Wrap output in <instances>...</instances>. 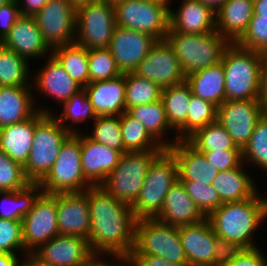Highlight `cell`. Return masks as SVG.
Listing matches in <instances>:
<instances>
[{"label": "cell", "mask_w": 267, "mask_h": 266, "mask_svg": "<svg viewBox=\"0 0 267 266\" xmlns=\"http://www.w3.org/2000/svg\"><path fill=\"white\" fill-rule=\"evenodd\" d=\"M262 53L239 47L236 43L224 50L225 100L259 99Z\"/></svg>", "instance_id": "3"}, {"label": "cell", "mask_w": 267, "mask_h": 266, "mask_svg": "<svg viewBox=\"0 0 267 266\" xmlns=\"http://www.w3.org/2000/svg\"><path fill=\"white\" fill-rule=\"evenodd\" d=\"M22 258V266H53L37 259L32 253H28Z\"/></svg>", "instance_id": "57"}, {"label": "cell", "mask_w": 267, "mask_h": 266, "mask_svg": "<svg viewBox=\"0 0 267 266\" xmlns=\"http://www.w3.org/2000/svg\"><path fill=\"white\" fill-rule=\"evenodd\" d=\"M204 5L211 7L215 12L228 0H199Z\"/></svg>", "instance_id": "60"}, {"label": "cell", "mask_w": 267, "mask_h": 266, "mask_svg": "<svg viewBox=\"0 0 267 266\" xmlns=\"http://www.w3.org/2000/svg\"><path fill=\"white\" fill-rule=\"evenodd\" d=\"M39 184L48 194L84 192L92 186L83 175L79 132L63 142L52 168Z\"/></svg>", "instance_id": "8"}, {"label": "cell", "mask_w": 267, "mask_h": 266, "mask_svg": "<svg viewBox=\"0 0 267 266\" xmlns=\"http://www.w3.org/2000/svg\"><path fill=\"white\" fill-rule=\"evenodd\" d=\"M17 252L28 254L23 243L22 221L0 218V253L18 254Z\"/></svg>", "instance_id": "48"}, {"label": "cell", "mask_w": 267, "mask_h": 266, "mask_svg": "<svg viewBox=\"0 0 267 266\" xmlns=\"http://www.w3.org/2000/svg\"><path fill=\"white\" fill-rule=\"evenodd\" d=\"M186 141L197 151L241 150L217 121L196 130Z\"/></svg>", "instance_id": "38"}, {"label": "cell", "mask_w": 267, "mask_h": 266, "mask_svg": "<svg viewBox=\"0 0 267 266\" xmlns=\"http://www.w3.org/2000/svg\"><path fill=\"white\" fill-rule=\"evenodd\" d=\"M90 266H103V259L98 258L92 265Z\"/></svg>", "instance_id": "63"}, {"label": "cell", "mask_w": 267, "mask_h": 266, "mask_svg": "<svg viewBox=\"0 0 267 266\" xmlns=\"http://www.w3.org/2000/svg\"><path fill=\"white\" fill-rule=\"evenodd\" d=\"M71 134L53 114L36 112L32 148L23 166L25 177L31 183H39L47 175L59 155L63 142Z\"/></svg>", "instance_id": "4"}, {"label": "cell", "mask_w": 267, "mask_h": 266, "mask_svg": "<svg viewBox=\"0 0 267 266\" xmlns=\"http://www.w3.org/2000/svg\"><path fill=\"white\" fill-rule=\"evenodd\" d=\"M244 166L246 165L242 163L237 168L220 171L216 175L211 185L219 194L222 204L242 201L256 194V181L251 173L244 170Z\"/></svg>", "instance_id": "30"}, {"label": "cell", "mask_w": 267, "mask_h": 266, "mask_svg": "<svg viewBox=\"0 0 267 266\" xmlns=\"http://www.w3.org/2000/svg\"><path fill=\"white\" fill-rule=\"evenodd\" d=\"M186 34L216 31V12L199 0H182L176 11L170 9V29Z\"/></svg>", "instance_id": "24"}, {"label": "cell", "mask_w": 267, "mask_h": 266, "mask_svg": "<svg viewBox=\"0 0 267 266\" xmlns=\"http://www.w3.org/2000/svg\"><path fill=\"white\" fill-rule=\"evenodd\" d=\"M204 154L207 161L220 171H226L239 167L242 163L241 150H215V151H198Z\"/></svg>", "instance_id": "49"}, {"label": "cell", "mask_w": 267, "mask_h": 266, "mask_svg": "<svg viewBox=\"0 0 267 266\" xmlns=\"http://www.w3.org/2000/svg\"><path fill=\"white\" fill-rule=\"evenodd\" d=\"M192 95L190 85L184 81L162 89L161 100L164 105L168 124L178 140H185V122Z\"/></svg>", "instance_id": "32"}, {"label": "cell", "mask_w": 267, "mask_h": 266, "mask_svg": "<svg viewBox=\"0 0 267 266\" xmlns=\"http://www.w3.org/2000/svg\"><path fill=\"white\" fill-rule=\"evenodd\" d=\"M239 47L267 53V17H259L253 13L247 31L236 42Z\"/></svg>", "instance_id": "47"}, {"label": "cell", "mask_w": 267, "mask_h": 266, "mask_svg": "<svg viewBox=\"0 0 267 266\" xmlns=\"http://www.w3.org/2000/svg\"><path fill=\"white\" fill-rule=\"evenodd\" d=\"M265 170V172H267V166L263 168V171Z\"/></svg>", "instance_id": "67"}, {"label": "cell", "mask_w": 267, "mask_h": 266, "mask_svg": "<svg viewBox=\"0 0 267 266\" xmlns=\"http://www.w3.org/2000/svg\"><path fill=\"white\" fill-rule=\"evenodd\" d=\"M192 94L219 107L225 101V73L222 61L186 76Z\"/></svg>", "instance_id": "31"}, {"label": "cell", "mask_w": 267, "mask_h": 266, "mask_svg": "<svg viewBox=\"0 0 267 266\" xmlns=\"http://www.w3.org/2000/svg\"><path fill=\"white\" fill-rule=\"evenodd\" d=\"M75 8H78L80 6H83L85 4H89L91 2L97 1V0H70Z\"/></svg>", "instance_id": "61"}, {"label": "cell", "mask_w": 267, "mask_h": 266, "mask_svg": "<svg viewBox=\"0 0 267 266\" xmlns=\"http://www.w3.org/2000/svg\"><path fill=\"white\" fill-rule=\"evenodd\" d=\"M56 211L60 235L88 239L90 232L88 189L84 192L57 193Z\"/></svg>", "instance_id": "18"}, {"label": "cell", "mask_w": 267, "mask_h": 266, "mask_svg": "<svg viewBox=\"0 0 267 266\" xmlns=\"http://www.w3.org/2000/svg\"><path fill=\"white\" fill-rule=\"evenodd\" d=\"M88 70L90 83L114 79L122 74L109 48L88 50Z\"/></svg>", "instance_id": "43"}, {"label": "cell", "mask_w": 267, "mask_h": 266, "mask_svg": "<svg viewBox=\"0 0 267 266\" xmlns=\"http://www.w3.org/2000/svg\"><path fill=\"white\" fill-rule=\"evenodd\" d=\"M61 107H63L61 114H52L58 122L72 134L78 133V130L79 133L80 131L83 132L82 129L80 130L75 127L77 123L79 126V123H83L88 119L94 121L97 117L84 88L72 95ZM66 122L70 125L66 124Z\"/></svg>", "instance_id": "37"}, {"label": "cell", "mask_w": 267, "mask_h": 266, "mask_svg": "<svg viewBox=\"0 0 267 266\" xmlns=\"http://www.w3.org/2000/svg\"><path fill=\"white\" fill-rule=\"evenodd\" d=\"M31 88L32 86H0V128L26 121L37 111L52 114V109L36 104L37 93L33 94Z\"/></svg>", "instance_id": "19"}, {"label": "cell", "mask_w": 267, "mask_h": 266, "mask_svg": "<svg viewBox=\"0 0 267 266\" xmlns=\"http://www.w3.org/2000/svg\"><path fill=\"white\" fill-rule=\"evenodd\" d=\"M48 1L49 0H17L22 16H34Z\"/></svg>", "instance_id": "54"}, {"label": "cell", "mask_w": 267, "mask_h": 266, "mask_svg": "<svg viewBox=\"0 0 267 266\" xmlns=\"http://www.w3.org/2000/svg\"><path fill=\"white\" fill-rule=\"evenodd\" d=\"M258 190L256 185L253 197L224 203L207 217L216 236L238 242L244 248L258 247L253 236L267 218V198Z\"/></svg>", "instance_id": "2"}, {"label": "cell", "mask_w": 267, "mask_h": 266, "mask_svg": "<svg viewBox=\"0 0 267 266\" xmlns=\"http://www.w3.org/2000/svg\"><path fill=\"white\" fill-rule=\"evenodd\" d=\"M9 0H0V8L7 3Z\"/></svg>", "instance_id": "65"}, {"label": "cell", "mask_w": 267, "mask_h": 266, "mask_svg": "<svg viewBox=\"0 0 267 266\" xmlns=\"http://www.w3.org/2000/svg\"><path fill=\"white\" fill-rule=\"evenodd\" d=\"M30 63L0 43V86H32Z\"/></svg>", "instance_id": "36"}, {"label": "cell", "mask_w": 267, "mask_h": 266, "mask_svg": "<svg viewBox=\"0 0 267 266\" xmlns=\"http://www.w3.org/2000/svg\"><path fill=\"white\" fill-rule=\"evenodd\" d=\"M116 25L164 40L170 29L171 6L147 0H126L115 6Z\"/></svg>", "instance_id": "11"}, {"label": "cell", "mask_w": 267, "mask_h": 266, "mask_svg": "<svg viewBox=\"0 0 267 266\" xmlns=\"http://www.w3.org/2000/svg\"><path fill=\"white\" fill-rule=\"evenodd\" d=\"M264 114L267 115V106L264 108Z\"/></svg>", "instance_id": "66"}, {"label": "cell", "mask_w": 267, "mask_h": 266, "mask_svg": "<svg viewBox=\"0 0 267 266\" xmlns=\"http://www.w3.org/2000/svg\"><path fill=\"white\" fill-rule=\"evenodd\" d=\"M107 3L115 6L117 3L122 2V1H126V0H105Z\"/></svg>", "instance_id": "64"}, {"label": "cell", "mask_w": 267, "mask_h": 266, "mask_svg": "<svg viewBox=\"0 0 267 266\" xmlns=\"http://www.w3.org/2000/svg\"><path fill=\"white\" fill-rule=\"evenodd\" d=\"M165 40L186 76L220 62L224 50L230 45L217 31L203 34L168 31Z\"/></svg>", "instance_id": "5"}, {"label": "cell", "mask_w": 267, "mask_h": 266, "mask_svg": "<svg viewBox=\"0 0 267 266\" xmlns=\"http://www.w3.org/2000/svg\"><path fill=\"white\" fill-rule=\"evenodd\" d=\"M206 218L179 180L169 189L161 211L155 217L174 227L198 223Z\"/></svg>", "instance_id": "25"}, {"label": "cell", "mask_w": 267, "mask_h": 266, "mask_svg": "<svg viewBox=\"0 0 267 266\" xmlns=\"http://www.w3.org/2000/svg\"><path fill=\"white\" fill-rule=\"evenodd\" d=\"M130 254L157 256L173 263L188 264L179 227L162 223L155 218L136 221L134 246Z\"/></svg>", "instance_id": "7"}, {"label": "cell", "mask_w": 267, "mask_h": 266, "mask_svg": "<svg viewBox=\"0 0 267 266\" xmlns=\"http://www.w3.org/2000/svg\"><path fill=\"white\" fill-rule=\"evenodd\" d=\"M215 121H217V106L192 94L185 122V140L196 130Z\"/></svg>", "instance_id": "44"}, {"label": "cell", "mask_w": 267, "mask_h": 266, "mask_svg": "<svg viewBox=\"0 0 267 266\" xmlns=\"http://www.w3.org/2000/svg\"><path fill=\"white\" fill-rule=\"evenodd\" d=\"M162 151L123 153L118 164L101 186L116 199L131 206L141 192L151 163Z\"/></svg>", "instance_id": "9"}, {"label": "cell", "mask_w": 267, "mask_h": 266, "mask_svg": "<svg viewBox=\"0 0 267 266\" xmlns=\"http://www.w3.org/2000/svg\"><path fill=\"white\" fill-rule=\"evenodd\" d=\"M215 252L212 266H226L244 249L238 242L227 241L215 234Z\"/></svg>", "instance_id": "50"}, {"label": "cell", "mask_w": 267, "mask_h": 266, "mask_svg": "<svg viewBox=\"0 0 267 266\" xmlns=\"http://www.w3.org/2000/svg\"><path fill=\"white\" fill-rule=\"evenodd\" d=\"M88 204V241L93 253L101 259L127 258L134 246L137 221L131 206L116 199L101 185L88 188Z\"/></svg>", "instance_id": "1"}, {"label": "cell", "mask_w": 267, "mask_h": 266, "mask_svg": "<svg viewBox=\"0 0 267 266\" xmlns=\"http://www.w3.org/2000/svg\"><path fill=\"white\" fill-rule=\"evenodd\" d=\"M168 150L177 161L179 181L212 184L218 171L207 161L203 153L198 152L186 140L176 141Z\"/></svg>", "instance_id": "26"}, {"label": "cell", "mask_w": 267, "mask_h": 266, "mask_svg": "<svg viewBox=\"0 0 267 266\" xmlns=\"http://www.w3.org/2000/svg\"><path fill=\"white\" fill-rule=\"evenodd\" d=\"M265 255L266 254L262 253L259 246L255 248H244L242 252L226 266H266L267 257Z\"/></svg>", "instance_id": "52"}, {"label": "cell", "mask_w": 267, "mask_h": 266, "mask_svg": "<svg viewBox=\"0 0 267 266\" xmlns=\"http://www.w3.org/2000/svg\"><path fill=\"white\" fill-rule=\"evenodd\" d=\"M259 99L265 108L267 106V55H263L260 66V90Z\"/></svg>", "instance_id": "55"}, {"label": "cell", "mask_w": 267, "mask_h": 266, "mask_svg": "<svg viewBox=\"0 0 267 266\" xmlns=\"http://www.w3.org/2000/svg\"><path fill=\"white\" fill-rule=\"evenodd\" d=\"M162 88L133 72L125 73V111L131 107L150 104L161 99Z\"/></svg>", "instance_id": "40"}, {"label": "cell", "mask_w": 267, "mask_h": 266, "mask_svg": "<svg viewBox=\"0 0 267 266\" xmlns=\"http://www.w3.org/2000/svg\"><path fill=\"white\" fill-rule=\"evenodd\" d=\"M115 7L97 0L76 8L74 43L85 49L108 48L116 28Z\"/></svg>", "instance_id": "10"}, {"label": "cell", "mask_w": 267, "mask_h": 266, "mask_svg": "<svg viewBox=\"0 0 267 266\" xmlns=\"http://www.w3.org/2000/svg\"><path fill=\"white\" fill-rule=\"evenodd\" d=\"M180 182L183 184L187 194L206 217L222 205L219 194L212 185L196 183V181Z\"/></svg>", "instance_id": "45"}, {"label": "cell", "mask_w": 267, "mask_h": 266, "mask_svg": "<svg viewBox=\"0 0 267 266\" xmlns=\"http://www.w3.org/2000/svg\"><path fill=\"white\" fill-rule=\"evenodd\" d=\"M92 125V133L86 135L93 141L124 153V144L120 128V115L97 116Z\"/></svg>", "instance_id": "42"}, {"label": "cell", "mask_w": 267, "mask_h": 266, "mask_svg": "<svg viewBox=\"0 0 267 266\" xmlns=\"http://www.w3.org/2000/svg\"><path fill=\"white\" fill-rule=\"evenodd\" d=\"M33 17L51 50L74 43L76 8L70 0H49Z\"/></svg>", "instance_id": "12"}, {"label": "cell", "mask_w": 267, "mask_h": 266, "mask_svg": "<svg viewBox=\"0 0 267 266\" xmlns=\"http://www.w3.org/2000/svg\"><path fill=\"white\" fill-rule=\"evenodd\" d=\"M103 258V266H133V264L127 258H112L113 262ZM114 260H117L114 264ZM118 263V264H117Z\"/></svg>", "instance_id": "59"}, {"label": "cell", "mask_w": 267, "mask_h": 266, "mask_svg": "<svg viewBox=\"0 0 267 266\" xmlns=\"http://www.w3.org/2000/svg\"><path fill=\"white\" fill-rule=\"evenodd\" d=\"M133 73L151 80L162 89L186 81L178 58L165 39L157 40Z\"/></svg>", "instance_id": "16"}, {"label": "cell", "mask_w": 267, "mask_h": 266, "mask_svg": "<svg viewBox=\"0 0 267 266\" xmlns=\"http://www.w3.org/2000/svg\"><path fill=\"white\" fill-rule=\"evenodd\" d=\"M126 112L131 117L140 121L149 135L164 149L170 148L176 141H178L177 136H174L171 140H169L168 137H163L171 133L172 129L168 124L166 112L161 99L150 104L131 107Z\"/></svg>", "instance_id": "33"}, {"label": "cell", "mask_w": 267, "mask_h": 266, "mask_svg": "<svg viewBox=\"0 0 267 266\" xmlns=\"http://www.w3.org/2000/svg\"><path fill=\"white\" fill-rule=\"evenodd\" d=\"M36 126V113L26 121L0 128V150L22 166L28 160Z\"/></svg>", "instance_id": "29"}, {"label": "cell", "mask_w": 267, "mask_h": 266, "mask_svg": "<svg viewBox=\"0 0 267 266\" xmlns=\"http://www.w3.org/2000/svg\"><path fill=\"white\" fill-rule=\"evenodd\" d=\"M254 14L259 17H267V0H253Z\"/></svg>", "instance_id": "58"}, {"label": "cell", "mask_w": 267, "mask_h": 266, "mask_svg": "<svg viewBox=\"0 0 267 266\" xmlns=\"http://www.w3.org/2000/svg\"><path fill=\"white\" fill-rule=\"evenodd\" d=\"M32 254L53 266H90L98 259L88 239L60 234L40 245Z\"/></svg>", "instance_id": "15"}, {"label": "cell", "mask_w": 267, "mask_h": 266, "mask_svg": "<svg viewBox=\"0 0 267 266\" xmlns=\"http://www.w3.org/2000/svg\"><path fill=\"white\" fill-rule=\"evenodd\" d=\"M84 90L97 116H116L125 112V74L91 82Z\"/></svg>", "instance_id": "27"}, {"label": "cell", "mask_w": 267, "mask_h": 266, "mask_svg": "<svg viewBox=\"0 0 267 266\" xmlns=\"http://www.w3.org/2000/svg\"><path fill=\"white\" fill-rule=\"evenodd\" d=\"M59 235L56 194L42 192L32 209L22 218L24 248L28 253Z\"/></svg>", "instance_id": "13"}, {"label": "cell", "mask_w": 267, "mask_h": 266, "mask_svg": "<svg viewBox=\"0 0 267 266\" xmlns=\"http://www.w3.org/2000/svg\"><path fill=\"white\" fill-rule=\"evenodd\" d=\"M17 254L0 253V266H22V260Z\"/></svg>", "instance_id": "56"}, {"label": "cell", "mask_w": 267, "mask_h": 266, "mask_svg": "<svg viewBox=\"0 0 267 266\" xmlns=\"http://www.w3.org/2000/svg\"><path fill=\"white\" fill-rule=\"evenodd\" d=\"M46 58V64L41 70L32 75L33 91H40L49 99L53 98L61 105L68 101L72 95L83 89L75 80H73L64 70L58 60L51 54ZM34 85V86H33ZM50 96V97H49Z\"/></svg>", "instance_id": "20"}, {"label": "cell", "mask_w": 267, "mask_h": 266, "mask_svg": "<svg viewBox=\"0 0 267 266\" xmlns=\"http://www.w3.org/2000/svg\"><path fill=\"white\" fill-rule=\"evenodd\" d=\"M127 259L133 266H189L188 264H177L157 256L144 254H130Z\"/></svg>", "instance_id": "53"}, {"label": "cell", "mask_w": 267, "mask_h": 266, "mask_svg": "<svg viewBox=\"0 0 267 266\" xmlns=\"http://www.w3.org/2000/svg\"><path fill=\"white\" fill-rule=\"evenodd\" d=\"M20 17L21 12L17 0H9L0 8V42Z\"/></svg>", "instance_id": "51"}, {"label": "cell", "mask_w": 267, "mask_h": 266, "mask_svg": "<svg viewBox=\"0 0 267 266\" xmlns=\"http://www.w3.org/2000/svg\"><path fill=\"white\" fill-rule=\"evenodd\" d=\"M177 181V161L168 149H164L151 163L141 192L131 205L135 218H155L161 211L169 189Z\"/></svg>", "instance_id": "6"}, {"label": "cell", "mask_w": 267, "mask_h": 266, "mask_svg": "<svg viewBox=\"0 0 267 266\" xmlns=\"http://www.w3.org/2000/svg\"><path fill=\"white\" fill-rule=\"evenodd\" d=\"M30 181L25 177L23 166L0 150V192L25 188Z\"/></svg>", "instance_id": "46"}, {"label": "cell", "mask_w": 267, "mask_h": 266, "mask_svg": "<svg viewBox=\"0 0 267 266\" xmlns=\"http://www.w3.org/2000/svg\"><path fill=\"white\" fill-rule=\"evenodd\" d=\"M253 13V0H228L216 12V31L236 43L247 31Z\"/></svg>", "instance_id": "28"}, {"label": "cell", "mask_w": 267, "mask_h": 266, "mask_svg": "<svg viewBox=\"0 0 267 266\" xmlns=\"http://www.w3.org/2000/svg\"><path fill=\"white\" fill-rule=\"evenodd\" d=\"M43 192L39 183H29L25 188L0 192V218L22 221Z\"/></svg>", "instance_id": "34"}, {"label": "cell", "mask_w": 267, "mask_h": 266, "mask_svg": "<svg viewBox=\"0 0 267 266\" xmlns=\"http://www.w3.org/2000/svg\"><path fill=\"white\" fill-rule=\"evenodd\" d=\"M120 128L125 152L164 150L146 131L144 125L126 111L120 115Z\"/></svg>", "instance_id": "39"}, {"label": "cell", "mask_w": 267, "mask_h": 266, "mask_svg": "<svg viewBox=\"0 0 267 266\" xmlns=\"http://www.w3.org/2000/svg\"><path fill=\"white\" fill-rule=\"evenodd\" d=\"M157 39L150 34L116 26L109 49L122 74L133 72Z\"/></svg>", "instance_id": "17"}, {"label": "cell", "mask_w": 267, "mask_h": 266, "mask_svg": "<svg viewBox=\"0 0 267 266\" xmlns=\"http://www.w3.org/2000/svg\"><path fill=\"white\" fill-rule=\"evenodd\" d=\"M263 113L264 107L260 99L225 100L217 107V122L227 130L236 146L242 150Z\"/></svg>", "instance_id": "14"}, {"label": "cell", "mask_w": 267, "mask_h": 266, "mask_svg": "<svg viewBox=\"0 0 267 266\" xmlns=\"http://www.w3.org/2000/svg\"><path fill=\"white\" fill-rule=\"evenodd\" d=\"M243 163L263 169L267 166V115L257 120L248 143L241 150Z\"/></svg>", "instance_id": "41"}, {"label": "cell", "mask_w": 267, "mask_h": 266, "mask_svg": "<svg viewBox=\"0 0 267 266\" xmlns=\"http://www.w3.org/2000/svg\"><path fill=\"white\" fill-rule=\"evenodd\" d=\"M51 54L62 65L66 73L83 88L89 81L88 49L75 43L52 49Z\"/></svg>", "instance_id": "35"}, {"label": "cell", "mask_w": 267, "mask_h": 266, "mask_svg": "<svg viewBox=\"0 0 267 266\" xmlns=\"http://www.w3.org/2000/svg\"><path fill=\"white\" fill-rule=\"evenodd\" d=\"M147 1H154L167 6H170L171 5L170 3L172 2L171 0H147Z\"/></svg>", "instance_id": "62"}, {"label": "cell", "mask_w": 267, "mask_h": 266, "mask_svg": "<svg viewBox=\"0 0 267 266\" xmlns=\"http://www.w3.org/2000/svg\"><path fill=\"white\" fill-rule=\"evenodd\" d=\"M179 235L189 266H212L215 233L208 218L179 227Z\"/></svg>", "instance_id": "23"}, {"label": "cell", "mask_w": 267, "mask_h": 266, "mask_svg": "<svg viewBox=\"0 0 267 266\" xmlns=\"http://www.w3.org/2000/svg\"><path fill=\"white\" fill-rule=\"evenodd\" d=\"M81 162L85 179L92 185H102L121 157L118 150L91 140L80 132Z\"/></svg>", "instance_id": "21"}, {"label": "cell", "mask_w": 267, "mask_h": 266, "mask_svg": "<svg viewBox=\"0 0 267 266\" xmlns=\"http://www.w3.org/2000/svg\"><path fill=\"white\" fill-rule=\"evenodd\" d=\"M28 62L46 57L52 50L46 44L33 16H22L15 22L6 37L0 42Z\"/></svg>", "instance_id": "22"}]
</instances>
